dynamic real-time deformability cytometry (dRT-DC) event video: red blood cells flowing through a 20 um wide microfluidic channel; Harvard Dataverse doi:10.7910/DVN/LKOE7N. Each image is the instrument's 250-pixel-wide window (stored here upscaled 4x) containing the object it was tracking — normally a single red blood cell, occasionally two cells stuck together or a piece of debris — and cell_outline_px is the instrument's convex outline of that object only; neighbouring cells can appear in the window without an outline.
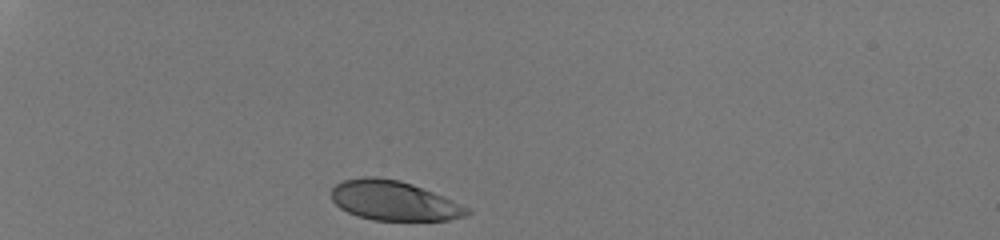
{"species": "human", "species_latin": "Homo sapiens", "temperature_condition": "room temperature", "stored_images_in_passage": 30, "camera_frame_rate_fps": 3000, "um_per_image_px": 0.085, "donor": {"sex": "male"}, "frame": {"image": 1, "passage_image": 1, "time_ms": 0.0, "image_size_px": [1000, 240], "cell_outline_px": [[472, 212], [464, 216], [448, 220], [372, 220], [356, 216], [340, 208], [332, 200], [332, 188], [336, 184], [344, 180], [364, 176], [372, 176], [400, 180], [412, 184], [432, 192], [468, 208]], "centroid_in_image_um": [33.43, 17.06], "position_along_channel_um": 51.6, "area_um2": 31.04}}
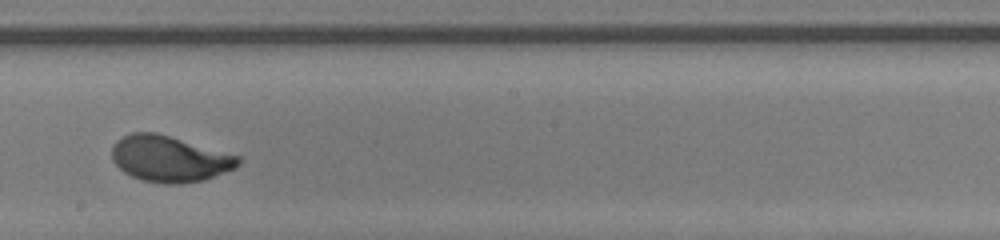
{"frame": {"image": 2, "passage_image": 18, "time_ms": 5.667, "image_size_px": [1000, 240], "cell_outline_px": [[244, 160], [236, 168], [204, 180], [180, 184], [168, 184], [144, 180], [132, 176], [124, 172], [112, 160], [112, 144], [116, 140], [132, 132], [156, 132], [240, 156]], "centroid_in_image_um": [14.43, 13.49], "position_along_channel_um": 233.8, "area_um2": 33.99}}
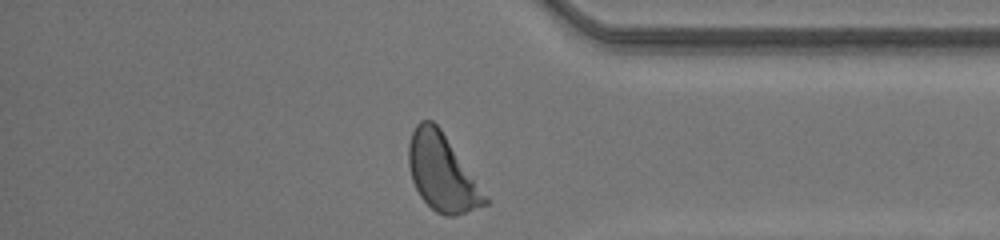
{"frame": {"image": 3, "passage_image": 30, "time_ms": 9.667, "image_size_px": [1000, 240], "cell_outline_px": [[492, 200], [488, 204], [456, 216], [444, 216], [436, 212], [420, 196], [412, 180], [408, 164], [408, 144], [412, 132], [416, 124], [420, 120], [432, 120], [440, 128]], "centroid_in_image_um": [37.61, 14.69], "position_along_channel_um": 397.6, "area_um2": 34.51}, "authors_computed_cell_mechanics": {"area_um2": 33.4373, "velocity_mm_per_s": 4.2004, "shape_relaxation_time_tau1_ms": 2.8067, "shape_relaxation_time_tau2_ms": null, "deformation_change_tau1": 0.1849, "deformation_change_tau2": null}}